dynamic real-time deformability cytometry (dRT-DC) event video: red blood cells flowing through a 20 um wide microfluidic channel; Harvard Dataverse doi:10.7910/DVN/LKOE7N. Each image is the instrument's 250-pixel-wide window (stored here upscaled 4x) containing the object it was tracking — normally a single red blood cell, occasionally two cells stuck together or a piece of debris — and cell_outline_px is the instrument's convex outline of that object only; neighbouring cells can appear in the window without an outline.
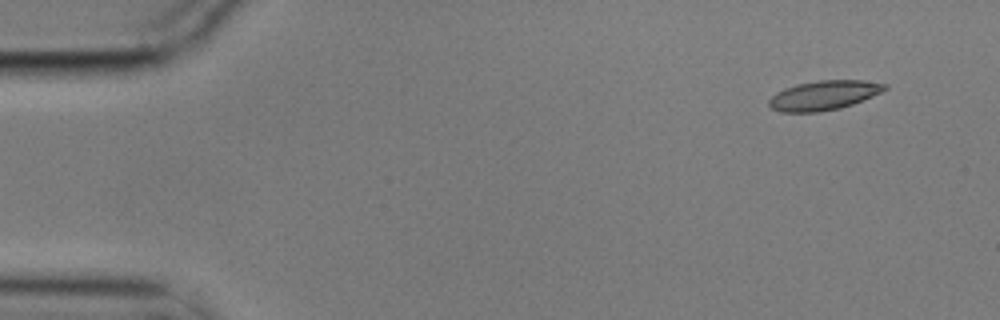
{"species": "common noctule bat (a hibernating species)", "species_latin": "Nyctalus noctula", "temperature_condition": "cold", "stored_images_in_passage": 2, "camera_frame_rate_fps": 3000, "um_per_image_px": 0.085, "animal": {"sex": "male", "body_mass_g": 17.9}, "frame": {"image": 1, "passage_image": 1, "time_ms": 0.0, "image_size_px": [1000, 320], "cell_outline_px": [[888, 88], [872, 96], [852, 104], [840, 108], [816, 112], [780, 112], [772, 108], [768, 104], [768, 100], [776, 92], [784, 88], [796, 84], [820, 80], [864, 80], [888, 84]], "centroid_in_image_um": [70.01, 8.09], "position_along_channel_um": 15.0, "area_um2": 19.83}}